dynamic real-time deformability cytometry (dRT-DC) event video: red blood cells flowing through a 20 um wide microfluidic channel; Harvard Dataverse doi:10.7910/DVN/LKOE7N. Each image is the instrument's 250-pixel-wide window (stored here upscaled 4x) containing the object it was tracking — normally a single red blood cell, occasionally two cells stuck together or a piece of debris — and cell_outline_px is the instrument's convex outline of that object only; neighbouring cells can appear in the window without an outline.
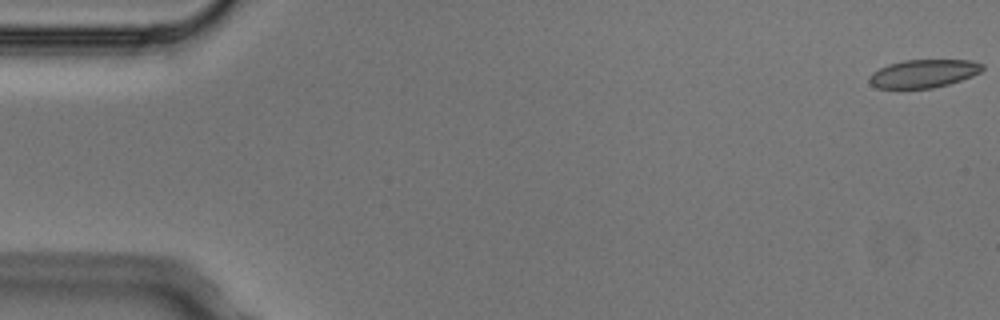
{"species": "Egyptian fruit bat (a non-hibernating species)", "species_latin": "Rousettus aegyptiacus", "temperature_condition": "cold", "stored_images_in_passage": 5, "camera_frame_rate_fps": 3000, "um_per_image_px": 0.085, "animal": {"sex": "male"}, "frame": {"image": 1, "passage_image": 1, "time_ms": 0.0, "image_size_px": [1000, 320], "cell_outline_px": [[984, 68], [980, 72], [972, 76], [948, 84], [932, 88], [876, 88], [868, 80], [868, 76], [872, 72], [888, 64], [904, 60], [972, 60], [984, 64]], "centroid_in_image_um": [78.5, 6.24], "position_along_channel_um": 6.5, "area_um2": 18.55}}
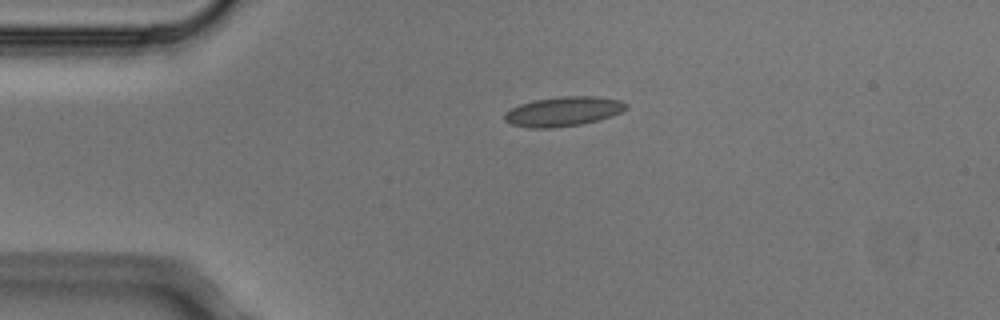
{"frame": {"image": 2, "passage_image": 4, "time_ms": 1.0, "image_size_px": [1000, 320], "cell_outline_px": [[628, 108], [612, 116], [580, 124], [552, 128], [528, 128], [512, 124], [504, 120], [504, 112], [520, 104], [532, 100], [560, 96], [596, 96], [620, 100], [628, 104]], "centroid_in_image_um": [47.86, 9.46], "position_along_channel_um": 37.1, "area_um2": 20.98}}